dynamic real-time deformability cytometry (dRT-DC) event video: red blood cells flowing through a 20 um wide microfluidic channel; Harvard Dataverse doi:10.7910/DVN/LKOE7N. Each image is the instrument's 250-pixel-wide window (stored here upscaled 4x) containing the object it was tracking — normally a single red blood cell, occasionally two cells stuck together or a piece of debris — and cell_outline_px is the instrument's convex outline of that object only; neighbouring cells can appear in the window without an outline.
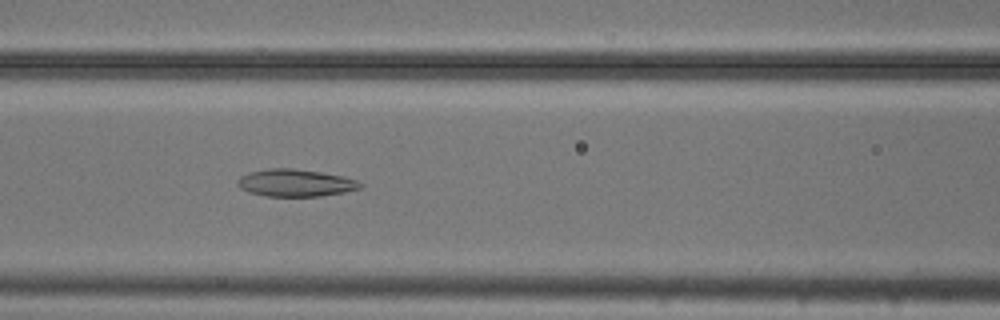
{"species": "common noctule bat (a hibernating species)", "species_latin": "Nyctalus noctula", "temperature_condition": "cold", "stored_images_in_passage": 51, "camera_frame_rate_fps": 3000, "um_per_image_px": 0.085, "animal": {"sex": "male", "body_mass_g": 20.5, "forearm_length_mm": 52.5}, "frame": {"image": 1, "passage_image": 20, "time_ms": 6.333, "image_size_px": [1000, 320], "cell_outline_px": [[364, 184], [360, 188], [344, 192], [320, 196], [264, 196], [248, 192], [240, 188], [236, 184], [236, 180], [240, 176], [248, 172], [268, 168], [292, 168], [320, 172], [344, 176], [356, 180]], "centroid_in_image_um": [25.07, 15.54], "position_along_channel_um": 141.5, "area_um2": 19.65}}
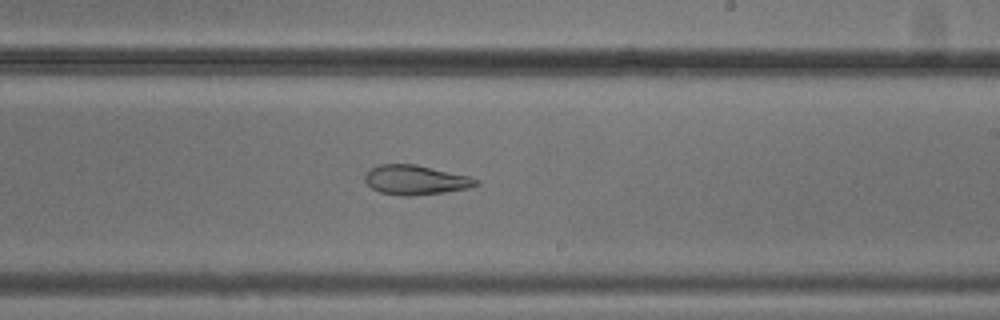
{"frame": {"image": 2, "passage_image": 29, "time_ms": 9.333, "image_size_px": [1000, 320], "cell_outline_px": [[480, 184], [472, 188], [444, 192], [412, 196], [404, 196], [380, 192], [372, 188], [364, 180], [364, 176], [372, 168], [380, 164], [416, 164], [468, 176], [480, 180]], "centroid_in_image_um": [35.36, 15.3], "position_along_channel_um": 253.6, "area_um2": 19.13}}
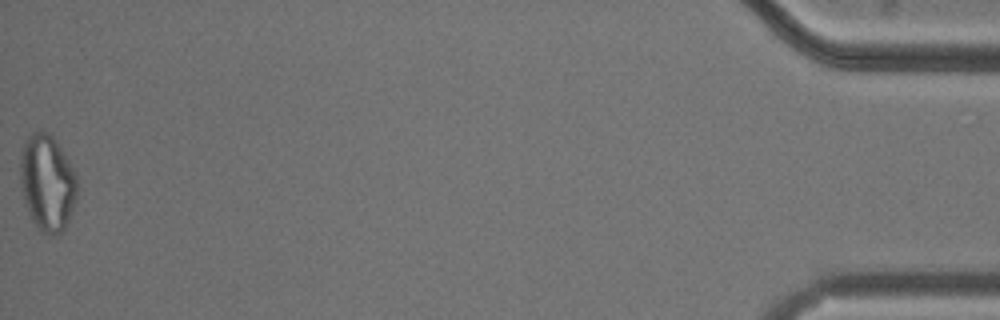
{"frame": {"image": 3, "passage_image": 51, "time_ms": 16.667, "image_size_px": [1000, 320], "cell_outline_px": [[76, 200], [68, 220], [64, 228], [56, 236], [52, 236], [40, 232], [36, 228], [32, 220], [24, 200], [20, 184], [20, 152], [24, 140], [36, 128], [40, 128], [48, 132], [52, 136], [76, 172]], "centroid_in_image_um": [3.99, 15.51], "position_along_channel_um": 431.2, "area_um2": 32.31}, "authors_computed_cell_mechanics": {"area_um2": 25.0852, "velocity_mm_per_s": 3.7401, "shape_relaxation_time_tau1_ms": null, "shape_relaxation_time_tau2_ms": 3.0366, "deformation_change_tau1": null, "deformation_change_tau2": 0.1171}}